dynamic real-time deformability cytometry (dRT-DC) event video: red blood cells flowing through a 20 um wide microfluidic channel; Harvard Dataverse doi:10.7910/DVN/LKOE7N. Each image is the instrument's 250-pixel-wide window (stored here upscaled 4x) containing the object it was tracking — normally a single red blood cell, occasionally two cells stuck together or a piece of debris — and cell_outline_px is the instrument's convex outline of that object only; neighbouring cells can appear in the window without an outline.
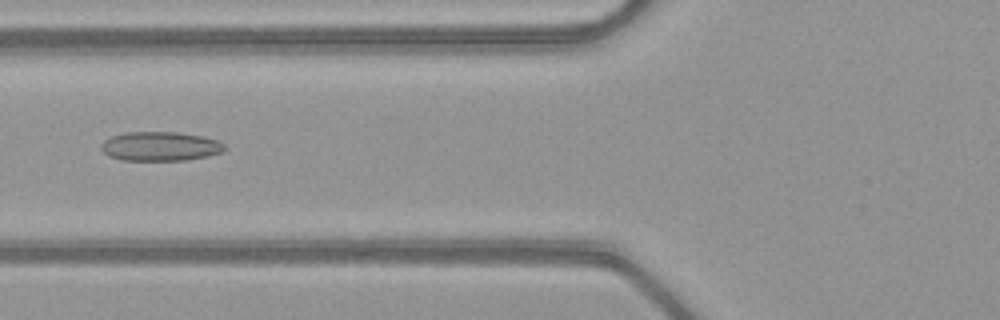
{"species": "common noctule bat (a hibernating species)", "species_latin": "Nyctalus noctula", "temperature_condition": "warm", "stored_images_in_passage": 50, "camera_frame_rate_fps": 3000, "um_per_image_px": 0.085, "animal": {"sex": "female", "body_mass_g": 21.9}, "frame": {"image": 1, "passage_image": 20, "time_ms": 6.333, "image_size_px": [1000, 320], "cell_outline_px": [[228, 148], [220, 152], [208, 156], [188, 160], [120, 160], [108, 156], [100, 148], [100, 144], [104, 140], [112, 136], [124, 132], [176, 132], [204, 136], [216, 140], [224, 144]], "centroid_in_image_um": [13.6, 12.43], "position_along_channel_um": 112.2, "area_um2": 21.15}}
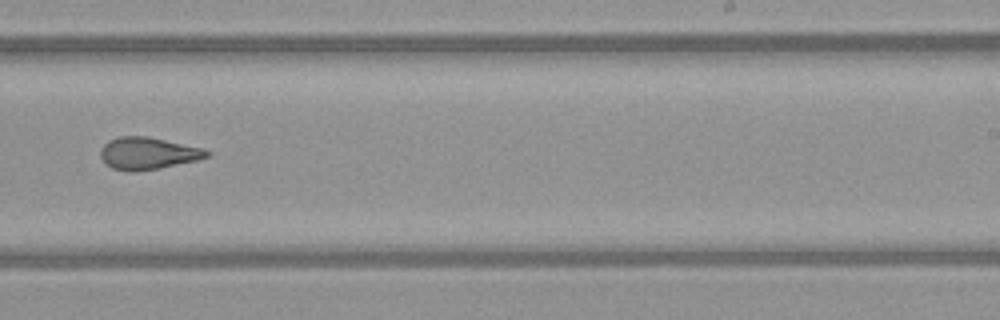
{"frame": {"image": 2, "passage_image": 32, "time_ms": 10.333, "image_size_px": [1000, 320], "cell_outline_px": [[212, 156], [200, 160], [160, 168], [136, 172], [132, 172], [112, 168], [104, 164], [100, 156], [100, 148], [108, 140], [120, 136], [148, 136], [204, 148], [212, 152]], "centroid_in_image_um": [12.6, 13.04], "position_along_channel_um": 276.4, "area_um2": 20.4}}
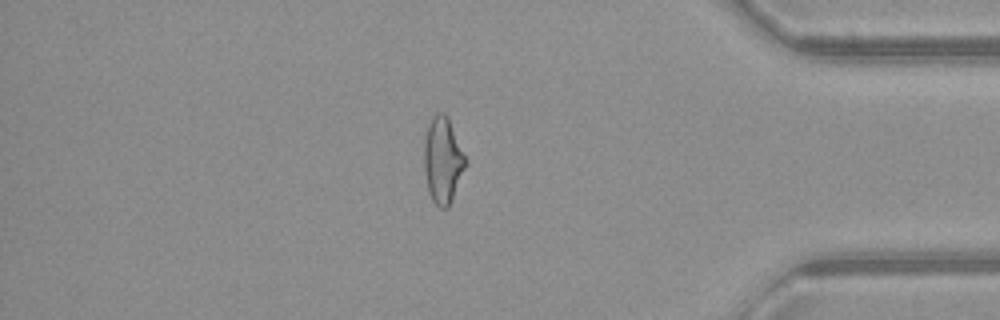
{"frame": {"image": 3, "passage_image": 43, "time_ms": 14.0, "image_size_px": [1000, 320], "cell_outline_px": [[468, 164], [452, 200], [448, 208], [440, 208], [432, 200], [428, 192], [424, 168], [424, 140], [428, 124], [432, 116], [436, 112], [444, 112], [448, 116], [468, 160]], "centroid_in_image_um": [37.66, 13.6], "position_along_channel_um": 397.5, "area_um2": 21.33}, "authors_computed_cell_mechanics": {"area_um2": 21.386, "velocity_mm_per_s": 4.0926, "shape_relaxation_time_tau1_ms": null, "shape_relaxation_time_tau2_ms": 1.971, "deformation_change_tau1": null, "deformation_change_tau2": 0.1115}}